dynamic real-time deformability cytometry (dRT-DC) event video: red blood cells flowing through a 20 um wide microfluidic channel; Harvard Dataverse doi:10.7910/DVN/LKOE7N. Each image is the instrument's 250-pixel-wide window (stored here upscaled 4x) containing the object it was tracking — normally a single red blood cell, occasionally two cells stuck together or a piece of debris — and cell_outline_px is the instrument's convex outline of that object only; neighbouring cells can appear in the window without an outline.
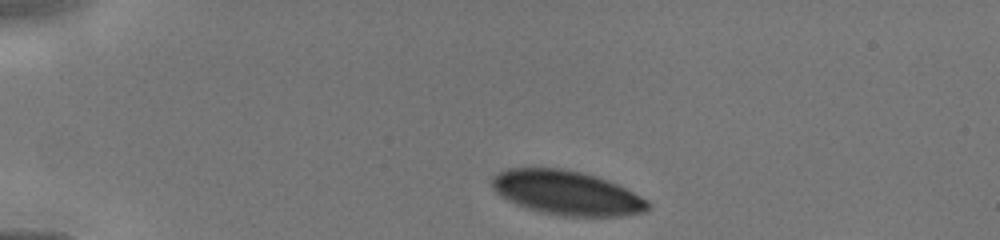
{"species": "human", "species_latin": "Homo sapiens", "temperature_condition": "cold", "stored_images_in_passage": 11, "camera_frame_rate_fps": 3000, "um_per_image_px": 0.085, "donor": {"sex": "male"}, "frame": {"image": 1, "passage_image": 1, "time_ms": 0.0, "image_size_px": [1000, 240], "cell_outline_px": [[652, 204], [644, 212], [624, 216], [564, 216], [544, 212], [528, 208], [516, 204], [500, 196], [492, 188], [492, 176], [508, 168], [564, 168], [596, 176], [608, 180], [648, 200]], "centroid_in_image_um": [48.18, 16.39], "position_along_channel_um": 36.8, "area_um2": 40.06}}
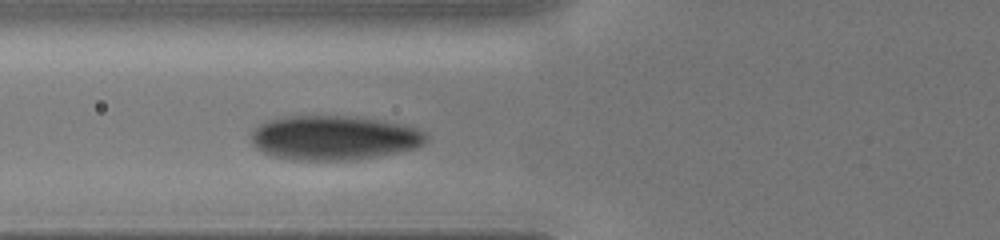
{"frame": {"image": 2, "passage_image": 7, "time_ms": 2.667, "image_size_px": [1000, 240], "cell_outline_px": [[428, 136], [424, 144], [416, 148], [376, 156], [348, 160], [292, 160], [272, 156], [256, 148], [252, 144], [252, 128], [268, 120], [284, 116], [348, 116], [380, 120], [400, 124], [416, 128], [424, 132]], "centroid_in_image_um": [28.35, 11.71], "position_along_channel_um": 97.5, "area_um2": 45.26}}
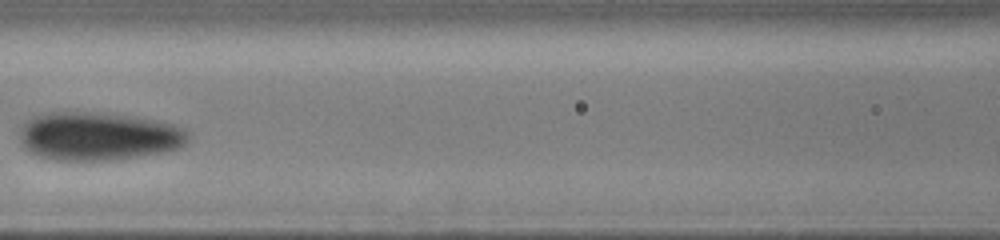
{"frame": {"image": 3, "passage_image": 10, "time_ms": 4.0, "image_size_px": [1000, 240], "cell_outline_px": [[188, 140], [180, 148], [164, 152], [112, 160], [52, 160], [36, 156], [28, 152], [24, 148], [20, 140], [20, 132], [24, 124], [28, 120], [36, 116], [52, 112], [108, 112], [140, 116], [160, 120], [176, 124], [184, 128], [188, 132]], "centroid_in_image_um": [8.4, 11.57], "position_along_channel_um": 158.2, "area_um2": 48.21}}